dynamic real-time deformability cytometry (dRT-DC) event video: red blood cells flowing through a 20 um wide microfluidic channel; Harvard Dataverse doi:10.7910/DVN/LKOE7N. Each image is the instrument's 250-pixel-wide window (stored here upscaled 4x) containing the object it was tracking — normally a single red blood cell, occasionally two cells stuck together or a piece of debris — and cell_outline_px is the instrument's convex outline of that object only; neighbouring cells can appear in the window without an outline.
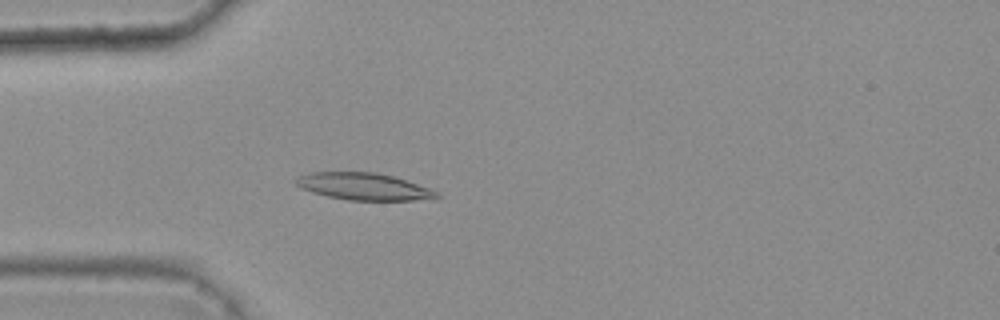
{"species": "common noctule bat (a hibernating species)", "species_latin": "Nyctalus noctula", "temperature_condition": "warm", "stored_images_in_passage": 4, "camera_frame_rate_fps": 3000, "um_per_image_px": 0.085, "animal": {"sex": "female", "body_mass_g": 25.1}, "frame": {"image": 1, "passage_image": 4, "time_ms": 1.0, "image_size_px": [1000, 320], "cell_outline_px": [[440, 196], [436, 200], [348, 200], [328, 196], [312, 192], [300, 188], [292, 180], [296, 176], [312, 172], [376, 172], [392, 176], [440, 192]], "centroid_in_image_um": [30.91, 15.86], "position_along_channel_um": 54.1, "area_um2": 22.31}}